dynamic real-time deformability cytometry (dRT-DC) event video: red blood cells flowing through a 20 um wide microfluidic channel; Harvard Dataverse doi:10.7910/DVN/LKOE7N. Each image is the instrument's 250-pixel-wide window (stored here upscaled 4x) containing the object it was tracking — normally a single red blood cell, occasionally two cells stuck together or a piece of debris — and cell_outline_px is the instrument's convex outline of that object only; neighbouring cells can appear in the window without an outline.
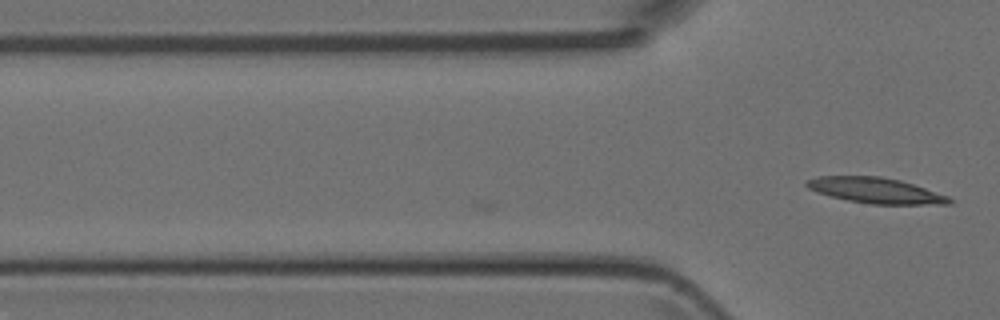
{"species": "Egyptian fruit bat (a non-hibernating species)", "species_latin": "Rousettus aegyptiacus", "temperature_condition": "room temperature", "stored_images_in_passage": 2, "camera_frame_rate_fps": 3000, "um_per_image_px": 0.085, "animal": {"sex": "female"}, "frame": {"image": 1, "passage_image": 2, "time_ms": 0.333, "image_size_px": [1000, 320], "cell_outline_px": [[956, 200], [952, 204], [872, 204], [848, 200], [816, 192], [808, 188], [804, 184], [804, 180], [816, 176], [880, 176], [900, 180], [948, 196]], "centroid_in_image_um": [74.41, 16.18], "position_along_channel_um": 51.4, "area_um2": 21.27}}